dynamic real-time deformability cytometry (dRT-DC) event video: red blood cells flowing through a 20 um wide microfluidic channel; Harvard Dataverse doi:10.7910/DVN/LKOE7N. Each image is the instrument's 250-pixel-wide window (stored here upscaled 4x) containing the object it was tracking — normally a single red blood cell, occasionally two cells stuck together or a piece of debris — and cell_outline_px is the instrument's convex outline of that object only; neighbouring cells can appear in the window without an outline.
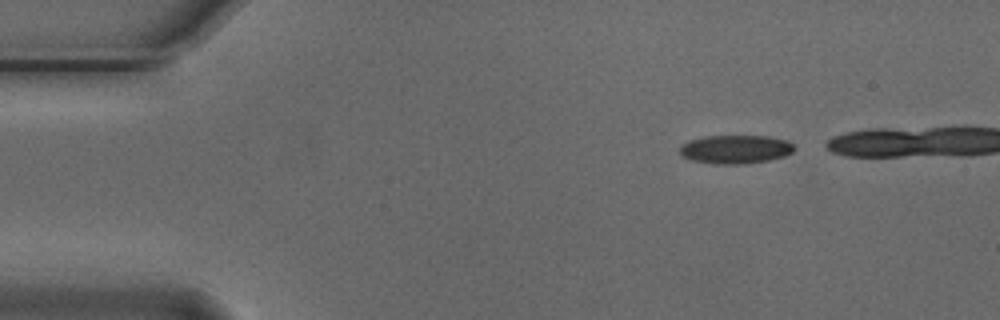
{"species": "Egyptian fruit bat (a non-hibernating species)", "species_latin": "Rousettus aegyptiacus", "temperature_condition": "cold", "stored_images_in_passage": 4, "camera_frame_rate_fps": 3000, "um_per_image_px": 0.085, "animal": {"sex": "male"}, "frame": {"image": 1, "passage_image": 1, "time_ms": 0.0, "image_size_px": [1000, 320], "cell_outline_px": [[796, 148], [792, 152], [784, 156], [768, 160], [748, 164], [716, 164], [692, 160], [680, 156], [680, 148], [688, 140], [708, 136], [768, 136], [788, 140], [796, 144]], "centroid_in_image_um": [62.56, 12.69], "position_along_channel_um": 22.4, "area_um2": 19.25}}